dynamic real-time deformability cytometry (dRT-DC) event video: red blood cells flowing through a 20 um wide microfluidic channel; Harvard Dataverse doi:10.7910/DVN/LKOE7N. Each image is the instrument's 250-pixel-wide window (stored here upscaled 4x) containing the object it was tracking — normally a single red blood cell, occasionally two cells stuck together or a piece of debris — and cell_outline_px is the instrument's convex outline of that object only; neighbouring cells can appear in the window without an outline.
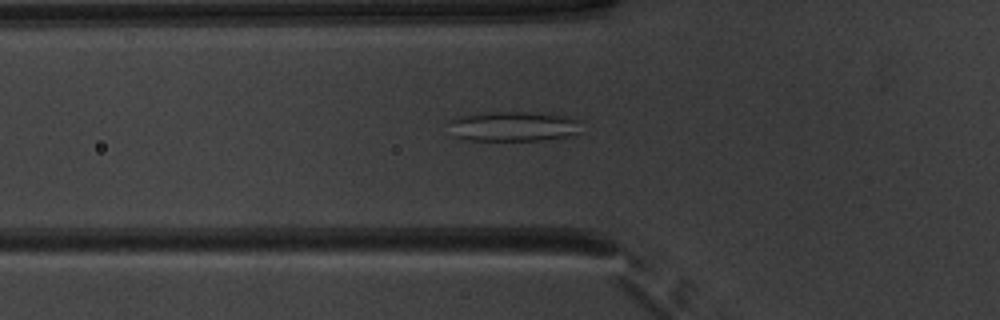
{"species": "common noctule bat (a hibernating species)", "species_latin": "Nyctalus noctula", "temperature_condition": "warm", "stored_images_in_passage": 52, "camera_frame_rate_fps": 3000, "um_per_image_px": 0.085, "animal": {"sex": "male", "body_mass_g": 20.1, "forearm_length_mm": 53.5}, "frame": {"image": 1, "passage_image": 19, "time_ms": 6.0, "image_size_px": [1000, 320], "cell_outline_px": [[580, 132], [576, 136], [544, 140], [468, 140], [452, 136], [452, 120], [456, 116], [484, 112], [524, 112], [568, 116], [580, 120]], "centroid_in_image_um": [43.7, 10.75], "position_along_channel_um": 82.1, "area_um2": 23.29}}
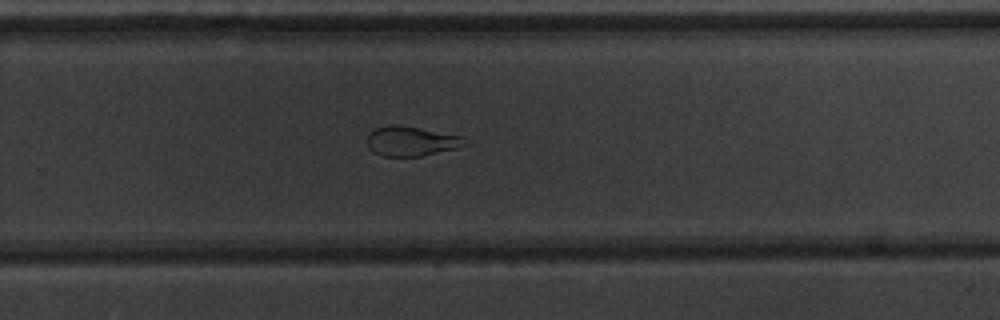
{"frame": {"image": 2, "passage_image": 35, "time_ms": 11.333, "image_size_px": [1000, 320], "cell_outline_px": [[468, 144], [456, 148], [420, 156], [384, 156], [372, 152], [368, 148], [368, 132], [376, 128], [388, 124], [396, 124], [420, 128], [464, 136]], "centroid_in_image_um": [34.94, 11.99], "position_along_channel_um": 294.9, "area_um2": 16.99}}
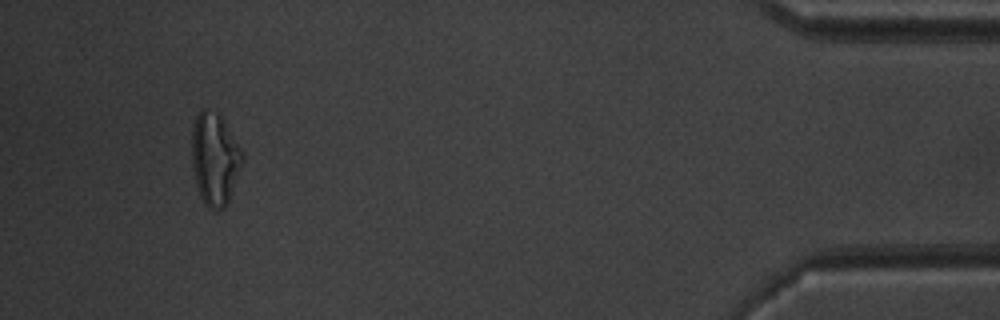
{"frame": {"image": 3, "passage_image": 49, "time_ms": 16.0, "image_size_px": [1000, 320], "cell_outline_px": [[244, 160], [228, 200], [224, 208], [216, 212], [208, 208], [204, 204], [200, 196], [196, 184], [192, 168], [192, 128], [196, 116], [204, 108], [208, 108], [216, 112], [224, 120], [244, 152]], "centroid_in_image_um": [18.26, 13.51], "position_along_channel_um": 416.9, "area_um2": 27.46}, "authors_computed_cell_mechanics": {"area_um2": 24.565, "velocity_mm_per_s": 3.9725, "shape_relaxation_time_tau1_ms": null, "shape_relaxation_time_tau2_ms": 1.6362, "deformation_change_tau1": null, "deformation_change_tau2": 0.0904}}